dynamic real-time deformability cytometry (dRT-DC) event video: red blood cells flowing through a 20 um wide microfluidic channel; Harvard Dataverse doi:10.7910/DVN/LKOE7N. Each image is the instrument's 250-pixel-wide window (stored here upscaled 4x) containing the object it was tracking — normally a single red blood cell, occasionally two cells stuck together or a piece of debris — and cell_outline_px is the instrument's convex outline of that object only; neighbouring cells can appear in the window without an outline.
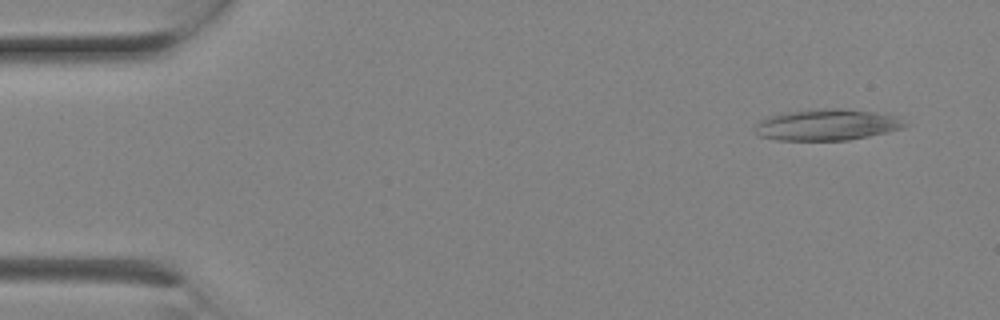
{"species": "Egyptian fruit bat (a non-hibernating species)", "species_latin": "Rousettus aegyptiacus", "temperature_condition": "room temperature", "stored_images_in_passage": 8, "camera_frame_rate_fps": 3000, "um_per_image_px": 0.085, "animal": {"sex": "female"}, "frame": {"image": 1, "passage_image": 2, "time_ms": 0.333, "image_size_px": [1000, 320], "cell_outline_px": [[904, 128], [868, 136], [848, 140], [776, 140], [760, 136], [756, 132], [756, 124], [764, 116], [788, 112], [816, 108], [840, 108], [876, 112], [896, 116], [904, 124]], "centroid_in_image_um": [70.24, 10.59], "position_along_channel_um": 14.8, "area_um2": 27.22}}
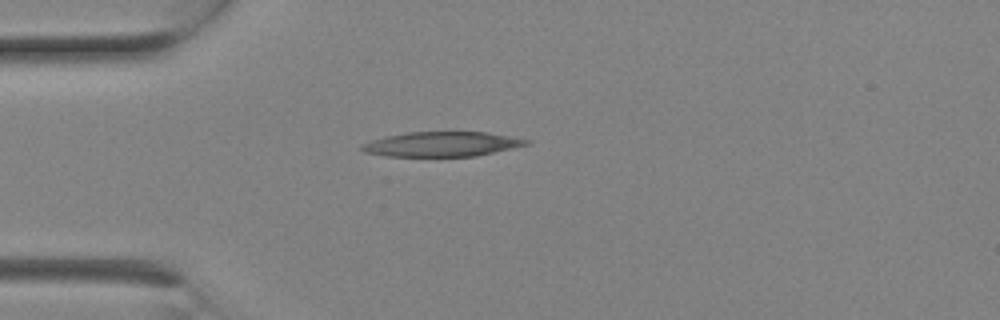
{"frame": {"image": 2, "passage_image": 6, "time_ms": 1.667, "image_size_px": [1000, 320], "cell_outline_px": [[532, 140], [528, 144], [476, 156], [384, 156], [364, 152], [360, 148], [360, 144], [384, 136], [408, 132], [488, 132]], "centroid_in_image_um": [37.52, 12.25], "position_along_channel_um": 47.5, "area_um2": 23.7}}
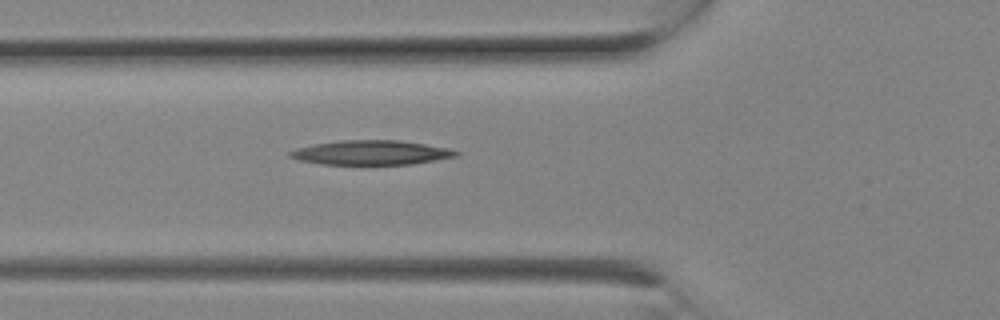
{"frame": {"image": 3, "passage_image": 8, "time_ms": 2.333, "image_size_px": [1000, 320], "cell_outline_px": [[460, 156], [412, 164], [320, 164], [300, 160], [288, 156], [288, 152], [296, 148], [312, 144], [340, 140], [400, 140], [448, 148], [460, 152]], "centroid_in_image_um": [31.55, 12.97], "position_along_channel_um": 94.3, "area_um2": 23.7}}